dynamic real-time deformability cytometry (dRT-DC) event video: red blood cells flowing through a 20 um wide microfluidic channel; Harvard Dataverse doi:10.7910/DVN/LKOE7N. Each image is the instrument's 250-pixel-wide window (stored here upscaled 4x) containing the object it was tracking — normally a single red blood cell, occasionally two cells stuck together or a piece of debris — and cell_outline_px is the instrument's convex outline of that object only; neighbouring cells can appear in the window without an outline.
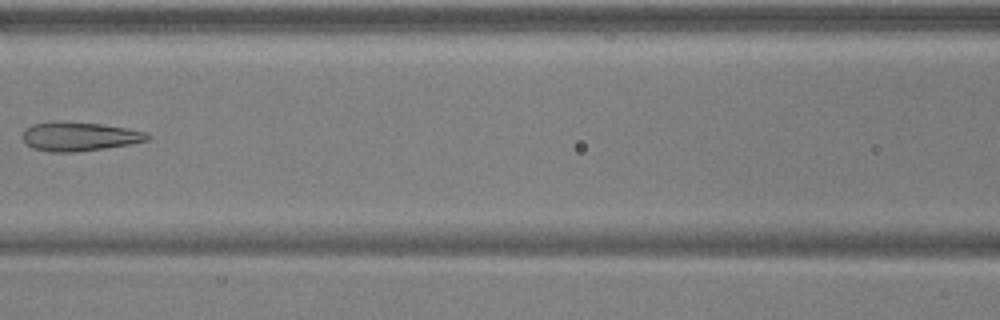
{"species": "common noctule bat (a hibernating species)", "species_latin": "Nyctalus noctula", "temperature_condition": "warm", "stored_images_in_passage": 7, "camera_frame_rate_fps": 3000, "um_per_image_px": 0.085, "animal": {"sex": "male", "body_mass_g": 17.9, "forearm_length_mm": 54.2}, "frame": {"image": 1, "passage_image": 6, "time_ms": 1.667, "image_size_px": [1000, 320], "cell_outline_px": [[152, 136], [148, 140], [128, 144], [104, 148], [76, 152], [52, 152], [32, 148], [24, 140], [24, 132], [32, 124], [56, 120], [100, 124], [128, 128], [148, 132]], "centroid_in_image_um": [6.77, 11.59], "position_along_channel_um": 159.8, "area_um2": 21.04}}
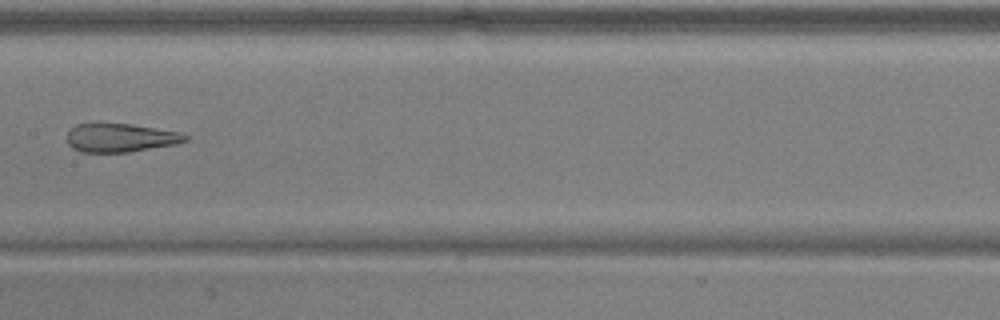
{"frame": {"image": 2, "passage_image": 7, "time_ms": 2.0, "image_size_px": [1000, 320], "cell_outline_px": [[188, 140], [176, 144], [128, 152], [80, 152], [72, 148], [68, 144], [68, 132], [76, 124], [96, 120], [128, 124], [180, 132], [188, 136]], "centroid_in_image_um": [10.17, 11.67], "position_along_channel_um": 197.2, "area_um2": 20.17}}